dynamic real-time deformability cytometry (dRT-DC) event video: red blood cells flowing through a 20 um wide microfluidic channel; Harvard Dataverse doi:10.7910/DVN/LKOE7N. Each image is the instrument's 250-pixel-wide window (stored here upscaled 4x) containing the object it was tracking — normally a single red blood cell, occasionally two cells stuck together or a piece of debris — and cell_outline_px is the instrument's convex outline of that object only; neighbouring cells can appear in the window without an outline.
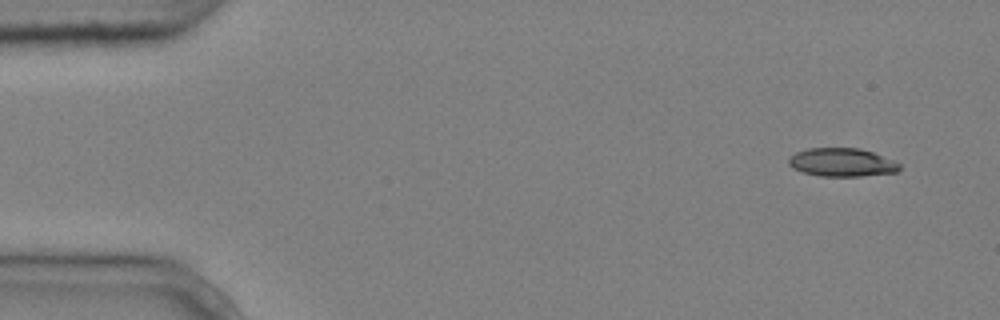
{"species": "common noctule bat (a hibernating species)", "species_latin": "Nyctalus noctula", "temperature_condition": "cold", "stored_images_in_passage": 5, "segment_of_instrument_passage": [1, 2], "camera_frame_rate_fps": 3000, "um_per_image_px": 0.085, "animal": {"sex": "male", "body_mass_g": 20.4}, "frame": {"image": 1, "passage_image": 1, "time_ms": 0.0, "image_size_px": [1000, 320], "cell_outline_px": [[900, 168], [896, 172], [860, 176], [820, 176], [804, 172], [792, 168], [788, 164], [788, 160], [796, 152], [808, 148], [860, 148], [872, 152], [892, 160], [900, 164]], "centroid_in_image_um": [71.54, 13.8], "position_along_channel_um": 13.5, "area_um2": 18.15}}
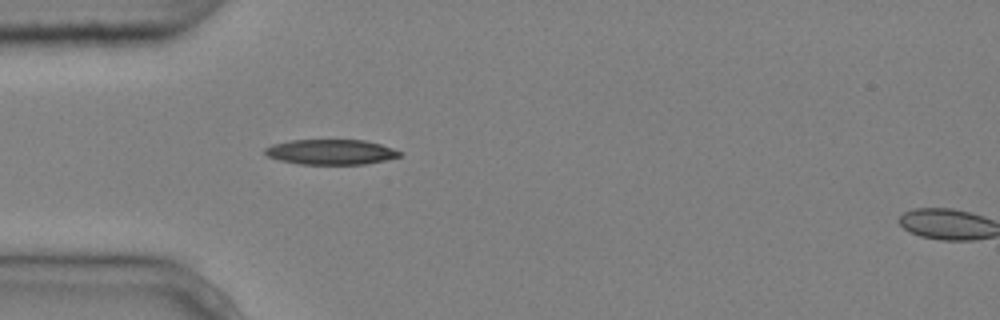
{"frame": {"image": 2, "passage_image": 4, "time_ms": 1.0, "image_size_px": [1000, 320], "cell_outline_px": [[404, 152], [400, 156], [384, 160], [364, 164], [300, 164], [280, 160], [268, 156], [264, 152], [264, 148], [272, 144], [292, 140], [364, 140], [380, 144]], "centroid_in_image_um": [28.12, 12.91], "position_along_channel_um": 56.9, "area_um2": 19.65}}